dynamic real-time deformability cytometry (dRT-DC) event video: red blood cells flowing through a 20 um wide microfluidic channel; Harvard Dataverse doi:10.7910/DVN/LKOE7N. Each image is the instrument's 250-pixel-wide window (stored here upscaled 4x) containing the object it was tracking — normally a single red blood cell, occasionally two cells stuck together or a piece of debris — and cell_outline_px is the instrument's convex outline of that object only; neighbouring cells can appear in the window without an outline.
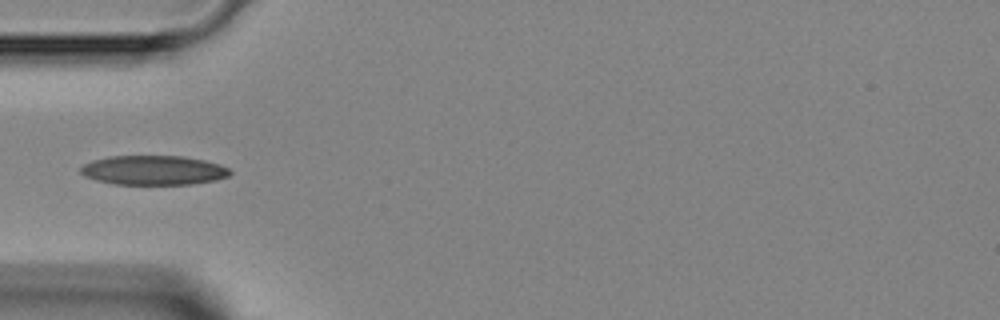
{"species": "Egyptian fruit bat (a non-hibernating species)", "species_latin": "Rousettus aegyptiacus", "temperature_condition": "room temperature", "stored_images_in_passage": 2, "camera_frame_rate_fps": 3000, "um_per_image_px": 0.085, "animal": {"sex": "female"}, "frame": {"image": 1, "passage_image": 1, "time_ms": 0.0, "image_size_px": [1000, 320], "cell_outline_px": [[232, 172], [228, 176], [216, 180], [192, 184], [116, 184], [96, 180], [84, 176], [80, 172], [80, 168], [84, 164], [92, 160], [108, 156], [184, 156], [204, 160], [220, 164], [228, 168]], "centroid_in_image_um": [13.05, 14.46], "position_along_channel_um": 72.0, "area_um2": 25.66}}
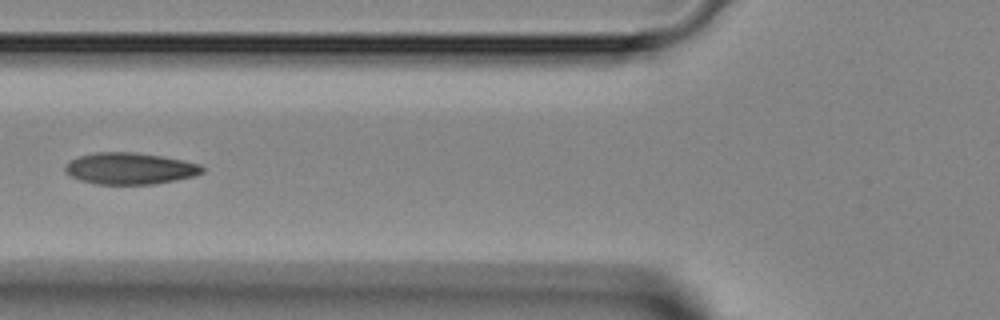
{"frame": {"image": 2, "passage_image": 2, "time_ms": 1.0, "image_size_px": [1000, 320], "cell_outline_px": [[204, 172], [192, 176], [176, 180], [156, 184], [96, 184], [80, 180], [64, 172], [64, 168], [72, 160], [80, 156], [96, 152], [132, 152], [160, 156], [200, 164], [204, 168]], "centroid_in_image_um": [11.04, 14.33], "position_along_channel_um": 114.8, "area_um2": 24.97}}